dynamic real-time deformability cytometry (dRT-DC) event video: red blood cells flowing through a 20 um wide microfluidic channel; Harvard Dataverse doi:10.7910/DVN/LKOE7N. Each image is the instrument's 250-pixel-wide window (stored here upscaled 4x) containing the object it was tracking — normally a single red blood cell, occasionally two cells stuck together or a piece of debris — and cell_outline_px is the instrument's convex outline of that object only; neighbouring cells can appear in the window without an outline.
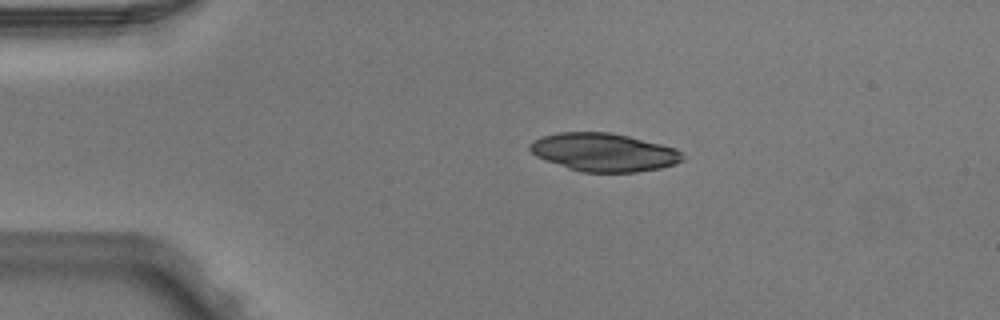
{"species": "Egyptian fruit bat (a non-hibernating species)", "species_latin": "Rousettus aegyptiacus", "temperature_condition": "warm", "stored_images_in_passage": 5, "camera_frame_rate_fps": 3000, "um_per_image_px": 0.085, "animal": {"sex": "male"}, "frame": {"image": 1, "passage_image": 3, "time_ms": 0.667, "image_size_px": [1000, 320], "cell_outline_px": [[684, 160], [676, 164], [660, 168], [636, 172], [580, 172], [568, 168], [536, 156], [528, 148], [528, 144], [532, 140], [540, 136], [560, 132], [608, 132], [628, 136], [676, 148], [684, 156]], "centroid_in_image_um": [51.31, 12.94], "position_along_channel_um": 33.7, "area_um2": 33.99}}